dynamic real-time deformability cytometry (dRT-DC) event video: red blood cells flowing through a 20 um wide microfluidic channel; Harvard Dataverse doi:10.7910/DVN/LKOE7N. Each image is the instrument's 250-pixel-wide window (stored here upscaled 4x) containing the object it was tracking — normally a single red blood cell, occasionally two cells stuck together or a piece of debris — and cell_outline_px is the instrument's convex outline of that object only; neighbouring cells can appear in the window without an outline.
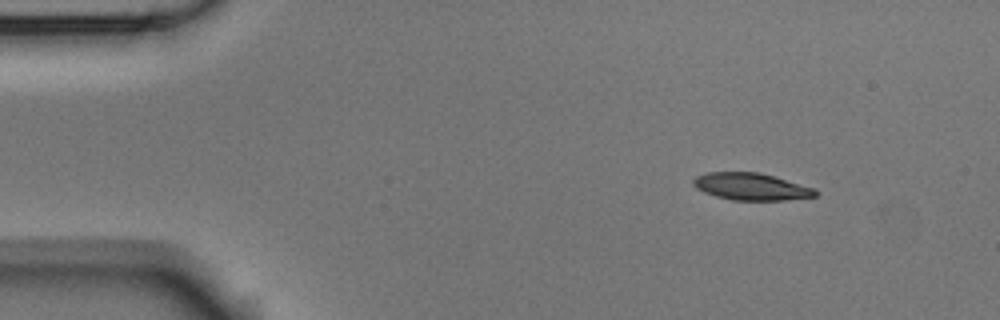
{"species": "Egyptian fruit bat (a non-hibernating species)", "species_latin": "Rousettus aegyptiacus", "temperature_condition": "room temperature", "stored_images_in_passage": 3, "camera_frame_rate_fps": 3000, "um_per_image_px": 0.085, "animal": {"sex": "male"}, "frame": {"image": 1, "passage_image": 1, "time_ms": 0.0, "image_size_px": [1000, 320], "cell_outline_px": [[816, 196], [784, 200], [732, 200], [716, 196], [704, 192], [696, 188], [692, 184], [692, 180], [696, 176], [708, 172], [760, 172], [812, 188], [816, 192]], "centroid_in_image_um": [63.77, 15.86], "position_along_channel_um": 21.2, "area_um2": 19.02}}